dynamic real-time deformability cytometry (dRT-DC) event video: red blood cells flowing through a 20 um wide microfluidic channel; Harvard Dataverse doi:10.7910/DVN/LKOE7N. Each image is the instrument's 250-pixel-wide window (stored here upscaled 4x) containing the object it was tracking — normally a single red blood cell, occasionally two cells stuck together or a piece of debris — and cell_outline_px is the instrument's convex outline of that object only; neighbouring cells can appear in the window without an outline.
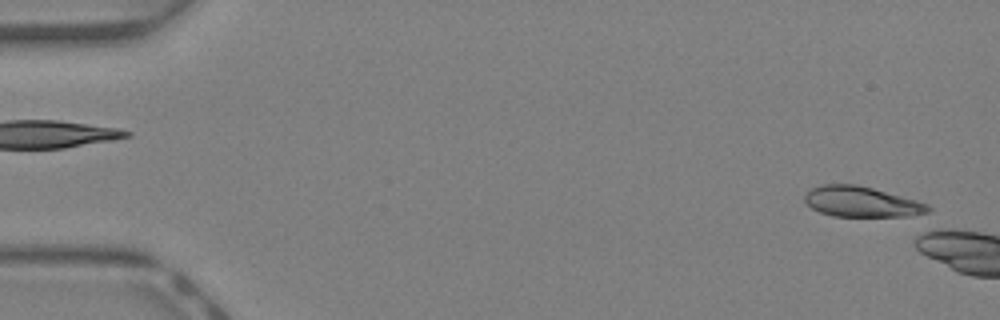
{"species": "Egyptian fruit bat (a non-hibernating species)", "species_latin": "Rousettus aegyptiacus", "temperature_condition": "warm", "stored_images_in_passage": 4, "camera_frame_rate_fps": 3000, "um_per_image_px": 0.085, "animal": {"sex": "female"}, "frame": {"image": 1, "passage_image": 1, "time_ms": 0.0, "image_size_px": [1000, 320], "cell_outline_px": [[932, 208], [928, 212], [912, 216], [832, 216], [820, 212], [812, 208], [804, 200], [804, 196], [812, 188], [820, 184], [856, 184], [872, 188], [916, 200], [928, 204]], "centroid_in_image_um": [73.23, 17.15], "position_along_channel_um": 11.8, "area_um2": 21.79}}